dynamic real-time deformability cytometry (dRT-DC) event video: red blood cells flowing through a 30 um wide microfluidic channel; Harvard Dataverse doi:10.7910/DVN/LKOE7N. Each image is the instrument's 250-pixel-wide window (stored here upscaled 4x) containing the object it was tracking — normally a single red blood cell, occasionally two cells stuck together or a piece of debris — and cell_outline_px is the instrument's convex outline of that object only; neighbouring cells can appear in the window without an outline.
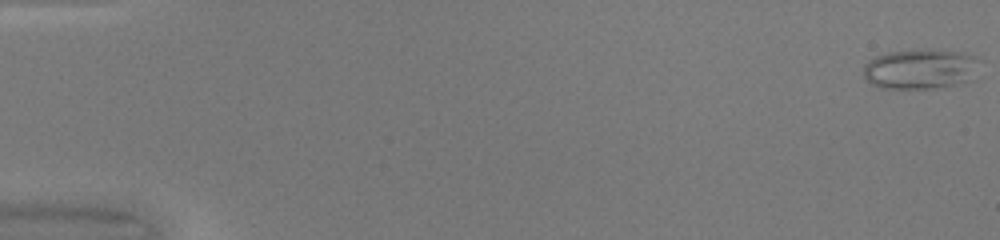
{"species": "common noctule bat (a hibernating species)", "species_latin": "Nyctalus noctula", "temperature_condition": "warm", "stored_images_in_passage": 50, "camera_frame_rate_fps": 3000, "um_per_image_px": 0.085, "animal": {"sex": "female", "body_mass_g": 20.0, "forearm_length_mm": 54.0}, "frame": {"image": 1, "passage_image": 1, "time_ms": 0.0, "image_size_px": [1000, 240], "cell_outline_px": [[980, 60], [976, 80], [960, 84], [936, 88], [880, 88], [872, 84], [864, 76], [864, 64], [868, 60], [876, 56], [888, 52], [924, 48], [964, 52], [976, 56]], "centroid_in_image_um": [78.32, 5.85], "position_along_channel_um": 6.7, "area_um2": 27.98}}
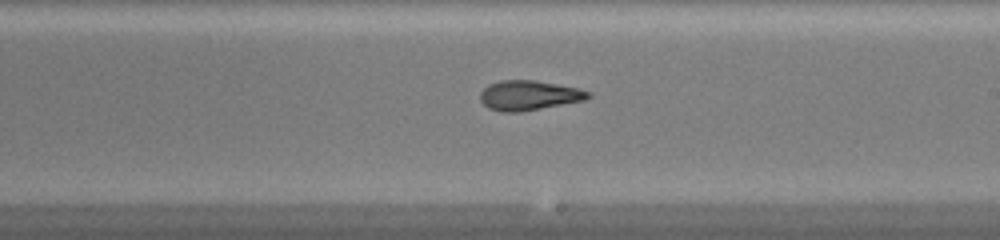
{"frame": {"image": 2, "passage_image": 30, "time_ms": 9.667, "image_size_px": [1000, 240], "cell_outline_px": [[592, 96], [584, 100], [520, 112], [500, 112], [488, 108], [480, 100], [480, 92], [488, 84], [500, 80], [532, 80], [580, 88], [592, 92]], "centroid_in_image_um": [44.95, 8.1], "position_along_channel_um": 244.0, "area_um2": 18.79}}
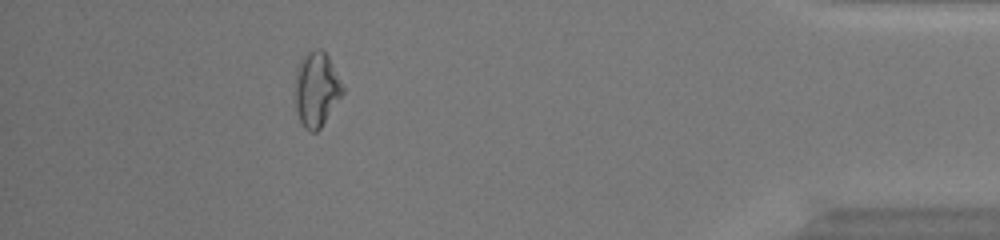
{"frame": {"image": 3, "passage_image": 45, "time_ms": 14.667, "image_size_px": [1000, 240], "cell_outline_px": [[344, 92], [320, 128], [316, 132], [308, 132], [304, 128], [296, 112], [296, 68], [300, 60], [308, 52], [316, 48], [320, 48], [328, 56], [344, 88]], "centroid_in_image_um": [26.89, 7.6], "position_along_channel_um": 408.3, "area_um2": 20.46}, "authors_computed_cell_mechanics": {"area_um2": 20.5768, "velocity_mm_per_s": 4.2412, "shape_relaxation_time_tau1_ms": null, "shape_relaxation_time_tau2_ms": 2.2226, "deformation_change_tau1": null, "deformation_change_tau2": 0.0846}}